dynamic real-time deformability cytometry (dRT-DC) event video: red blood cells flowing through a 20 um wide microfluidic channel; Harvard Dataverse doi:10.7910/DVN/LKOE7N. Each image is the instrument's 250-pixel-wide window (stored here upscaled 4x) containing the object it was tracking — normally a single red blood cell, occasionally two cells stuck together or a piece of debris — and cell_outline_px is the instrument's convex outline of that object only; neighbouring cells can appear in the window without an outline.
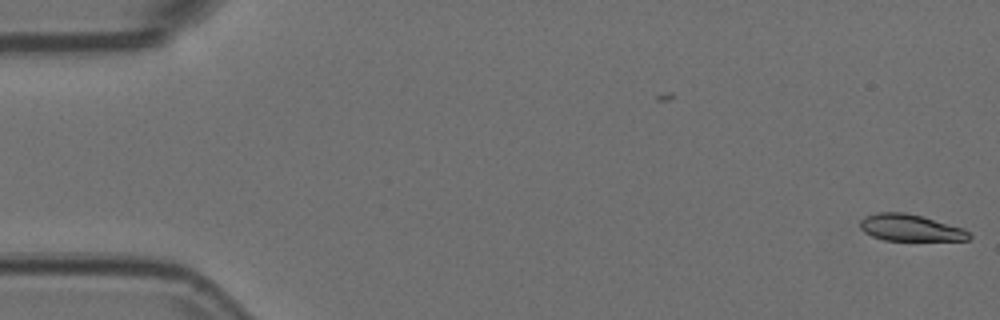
{"species": "Egyptian fruit bat (a non-hibernating species)", "species_latin": "Rousettus aegyptiacus", "temperature_condition": "room temperature", "stored_images_in_passage": 2, "camera_frame_rate_fps": 3000, "um_per_image_px": 0.085, "animal": {"sex": "female"}, "frame": {"image": 1, "passage_image": 2, "time_ms": 0.333, "image_size_px": [1000, 320], "cell_outline_px": [[972, 236], [968, 240], [884, 240], [872, 236], [864, 232], [860, 228], [860, 220], [864, 216], [876, 212], [904, 212], [920, 216], [964, 228]], "centroid_in_image_um": [77.34, 19.36], "position_along_channel_um": 7.7, "area_um2": 16.88}}